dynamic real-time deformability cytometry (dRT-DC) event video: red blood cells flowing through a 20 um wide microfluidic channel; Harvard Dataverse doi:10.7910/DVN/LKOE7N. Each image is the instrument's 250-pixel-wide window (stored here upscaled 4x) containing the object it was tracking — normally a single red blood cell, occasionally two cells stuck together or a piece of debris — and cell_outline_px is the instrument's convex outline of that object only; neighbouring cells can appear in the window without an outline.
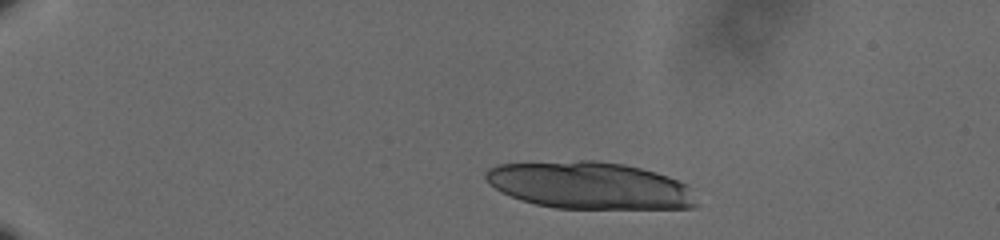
{"species": "human", "species_latin": "Homo sapiens", "temperature_condition": "cold", "stored_images_in_passage": 12, "camera_frame_rate_fps": 3000, "um_per_image_px": 0.085, "donor": {"sex": "male"}, "frame": {"image": 1, "passage_image": 1, "time_ms": 0.0, "image_size_px": [1000, 240], "cell_outline_px": [[700, 204], [692, 208], [556, 208], [536, 204], [520, 200], [500, 192], [484, 176], [484, 172], [488, 168], [500, 164], [580, 160], [596, 160], [624, 164], [656, 172], [668, 176], [688, 184]], "centroid_in_image_um": [50.16, 15.76], "position_along_channel_um": 34.8, "area_um2": 58.03}}